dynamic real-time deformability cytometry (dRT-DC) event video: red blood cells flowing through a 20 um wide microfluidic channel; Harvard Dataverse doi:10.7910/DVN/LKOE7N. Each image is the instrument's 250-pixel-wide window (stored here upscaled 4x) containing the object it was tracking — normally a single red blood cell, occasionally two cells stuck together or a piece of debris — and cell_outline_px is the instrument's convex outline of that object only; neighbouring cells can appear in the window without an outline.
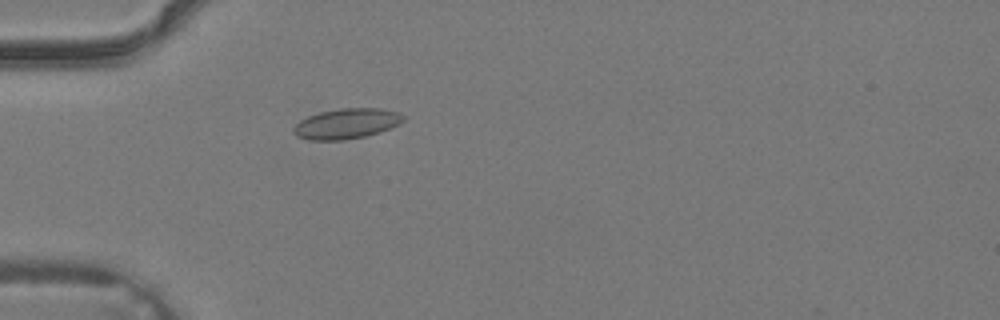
{"species": "common noctule bat (a hibernating species)", "species_latin": "Nyctalus noctula", "temperature_condition": "warm", "stored_images_in_passage": 38, "camera_frame_rate_fps": 3000, "um_per_image_px": 0.085, "animal": {"sex": "male", "body_mass_g": 19.2, "forearm_length_mm": 51.8}, "frame": {"image": 1, "passage_image": 12, "time_ms": 3.667, "image_size_px": [1000, 320], "cell_outline_px": [[404, 120], [380, 132], [364, 136], [344, 140], [308, 140], [296, 136], [292, 132], [292, 128], [300, 120], [308, 116], [320, 112], [340, 108], [380, 108], [400, 112], [404, 116]], "centroid_in_image_um": [29.42, 10.51], "position_along_channel_um": 55.6, "area_um2": 19.36}}
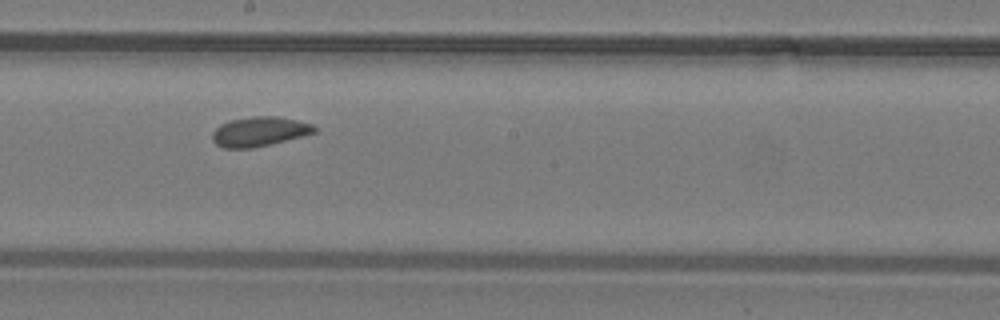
{"frame": {"image": 2, "passage_image": 22, "time_ms": 7.0, "image_size_px": [1000, 320], "cell_outline_px": [[316, 132], [252, 148], [224, 148], [216, 144], [212, 140], [212, 132], [220, 124], [232, 120], [252, 116], [276, 116], [296, 120], [312, 124], [316, 128]], "centroid_in_image_um": [22.0, 11.17], "position_along_channel_um": 226.2, "area_um2": 17.28}}
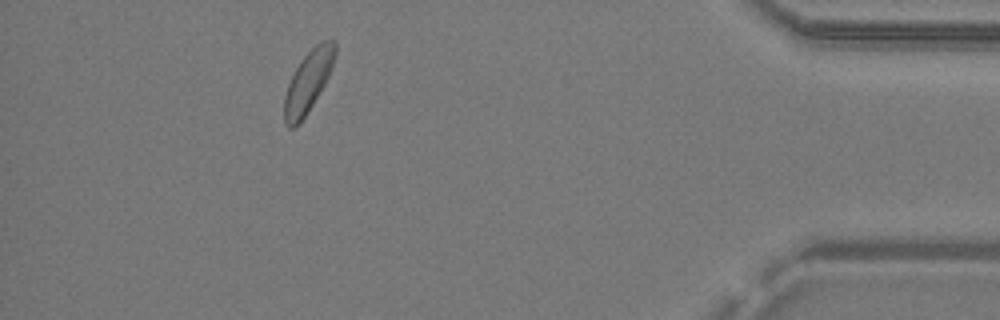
{"frame": {"image": 3, "passage_image": 35, "time_ms": 11.333, "image_size_px": [1000, 320], "cell_outline_px": [[336, 52], [328, 76], [324, 84], [300, 124], [292, 128], [288, 128], [284, 120], [284, 96], [288, 84], [300, 60], [320, 40], [336, 40]], "centroid_in_image_um": [26.18, 6.93], "position_along_channel_um": 409.0, "area_um2": 17.92}}